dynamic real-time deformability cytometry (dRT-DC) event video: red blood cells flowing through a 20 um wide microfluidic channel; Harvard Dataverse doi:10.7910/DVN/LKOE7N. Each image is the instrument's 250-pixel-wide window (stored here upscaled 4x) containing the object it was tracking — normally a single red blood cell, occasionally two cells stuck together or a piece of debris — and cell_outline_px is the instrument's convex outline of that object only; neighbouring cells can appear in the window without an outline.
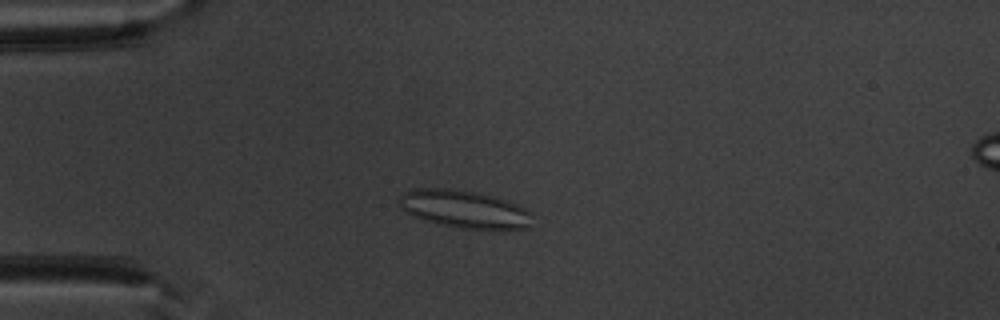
{"species": "common noctule bat (a hibernating species)", "species_latin": "Nyctalus noctula", "temperature_condition": "warm", "stored_images_in_passage": 32, "camera_frame_rate_fps": 3000, "um_per_image_px": 0.085, "animal": {"sex": "male", "body_mass_g": 20.1, "forearm_length_mm": 53.5}, "frame": {"image": 1, "passage_image": 14, "time_ms": 4.333, "image_size_px": [1000, 320], "cell_outline_px": [[532, 228], [504, 232], [500, 232], [460, 228], [424, 220], [412, 216], [400, 208], [396, 200], [404, 192], [416, 188], [448, 188], [476, 192], [496, 196], [516, 204], [532, 212]], "centroid_in_image_um": [39.54, 17.82], "position_along_channel_um": 45.5, "area_um2": 30.46}}
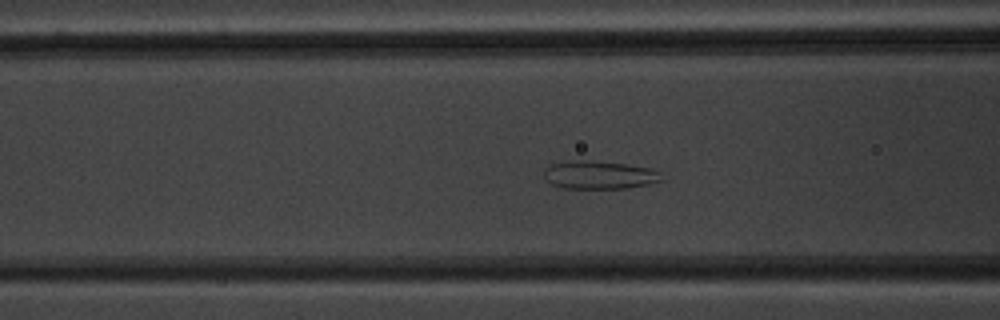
{"frame": {"image": 2, "passage_image": 21, "time_ms": 6.667, "image_size_px": [1000, 320], "cell_outline_px": [[664, 180], [648, 184], [624, 188], [564, 188], [552, 184], [544, 180], [544, 168], [552, 164], [568, 160], [592, 160], [624, 164], [652, 168], [660, 172]], "centroid_in_image_um": [50.92, 14.86], "position_along_channel_um": 115.7, "area_um2": 19.42}}
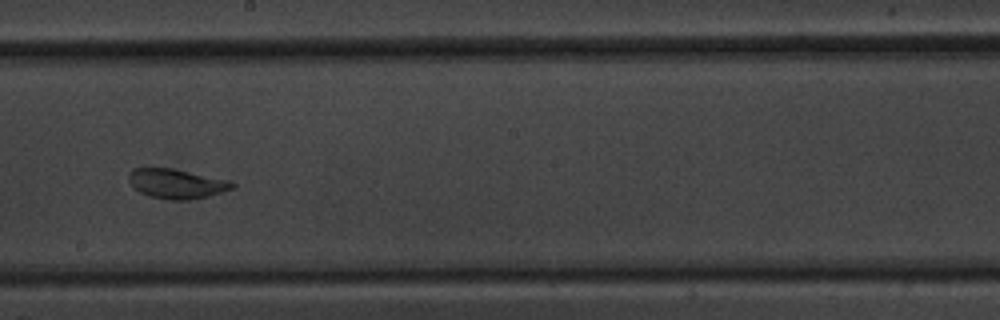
{"frame": {"image": 3, "passage_image": 30, "time_ms": 9.667, "image_size_px": [1000, 320], "cell_outline_px": [[236, 188], [208, 196], [188, 200], [168, 200], [152, 196], [140, 192], [132, 188], [128, 180], [128, 172], [132, 168], [172, 168], [232, 180], [236, 184]], "centroid_in_image_um": [15.03, 15.61], "position_along_channel_um": 233.2, "area_um2": 18.21}}